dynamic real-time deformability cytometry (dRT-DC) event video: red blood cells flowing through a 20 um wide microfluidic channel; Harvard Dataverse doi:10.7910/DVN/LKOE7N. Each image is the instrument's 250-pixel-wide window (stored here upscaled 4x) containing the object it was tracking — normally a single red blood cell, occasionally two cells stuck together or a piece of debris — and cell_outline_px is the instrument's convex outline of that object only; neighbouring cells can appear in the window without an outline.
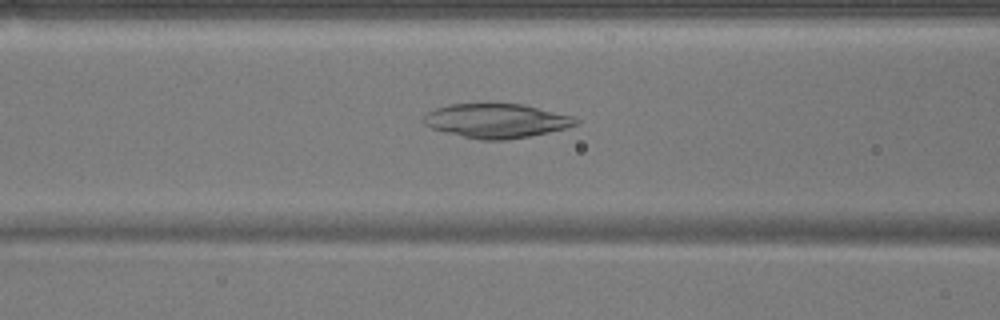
{"species": "common noctule bat (a hibernating species)", "species_latin": "Nyctalus noctula", "temperature_condition": "warm", "stored_images_in_passage": 51, "camera_frame_rate_fps": 3000, "um_per_image_px": 0.085, "animal": {"sex": "male", "body_mass_g": 17.9}, "frame": {"image": 1, "passage_image": 20, "time_ms": 6.333, "image_size_px": [1000, 320], "cell_outline_px": [[580, 120], [576, 124], [564, 128], [548, 132], [508, 140], [480, 140], [432, 128], [424, 124], [424, 116], [428, 112], [436, 108], [448, 104], [496, 100], [520, 104], [572, 116]], "centroid_in_image_um": [42.15, 10.21], "position_along_channel_um": 124.4, "area_um2": 30.81}}
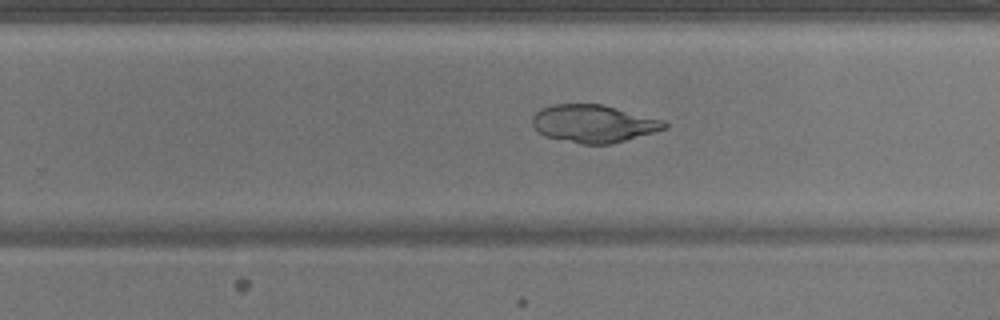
{"frame": {"image": 2, "passage_image": 32, "time_ms": 10.333, "image_size_px": [1000, 320], "cell_outline_px": [[668, 128], [624, 140], [608, 144], [580, 144], [544, 136], [536, 132], [532, 124], [532, 116], [540, 108], [552, 104], [604, 104], [664, 120], [668, 124]], "centroid_in_image_um": [50.42, 10.5], "position_along_channel_um": 279.4, "area_um2": 29.19}}
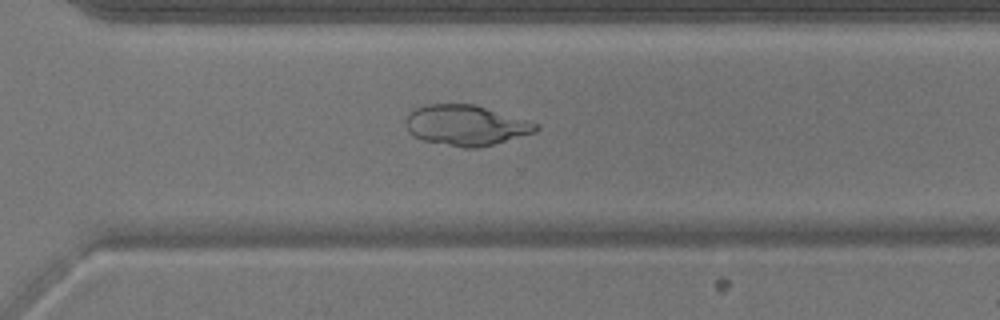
{"frame": {"image": 3, "passage_image": 36, "time_ms": 11.667, "image_size_px": [1000, 320], "cell_outline_px": [[540, 128], [536, 132], [492, 144], [476, 148], [464, 148], [424, 140], [408, 132], [404, 120], [404, 116], [412, 108], [424, 104], [472, 104], [540, 124]], "centroid_in_image_um": [39.54, 10.63], "position_along_channel_um": 331.1, "area_um2": 30.58}}